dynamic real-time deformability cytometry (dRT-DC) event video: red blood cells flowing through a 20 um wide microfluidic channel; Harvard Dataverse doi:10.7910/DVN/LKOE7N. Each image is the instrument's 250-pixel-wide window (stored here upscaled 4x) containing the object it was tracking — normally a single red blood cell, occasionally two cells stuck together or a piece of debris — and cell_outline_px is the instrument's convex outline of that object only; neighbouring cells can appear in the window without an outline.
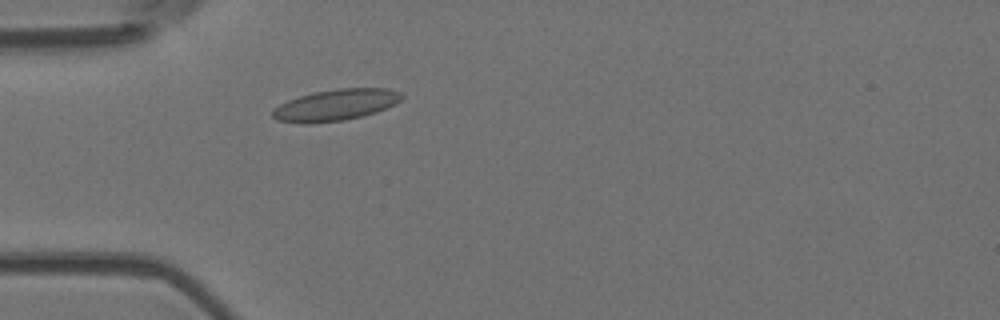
{"species": "Egyptian fruit bat (a non-hibernating species)", "species_latin": "Rousettus aegyptiacus", "temperature_condition": "room temperature", "stored_images_in_passage": 2, "camera_frame_rate_fps": 3000, "um_per_image_px": 0.085, "animal": {"sex": "female"}, "frame": {"image": 1, "passage_image": 2, "time_ms": 0.333, "image_size_px": [1000, 320], "cell_outline_px": [[404, 96], [396, 104], [376, 112], [344, 120], [308, 124], [304, 124], [276, 120], [272, 116], [272, 112], [280, 104], [288, 100], [312, 92], [336, 88], [388, 88], [400, 92]], "centroid_in_image_um": [28.54, 8.92], "position_along_channel_um": 56.5, "area_um2": 23.64}}